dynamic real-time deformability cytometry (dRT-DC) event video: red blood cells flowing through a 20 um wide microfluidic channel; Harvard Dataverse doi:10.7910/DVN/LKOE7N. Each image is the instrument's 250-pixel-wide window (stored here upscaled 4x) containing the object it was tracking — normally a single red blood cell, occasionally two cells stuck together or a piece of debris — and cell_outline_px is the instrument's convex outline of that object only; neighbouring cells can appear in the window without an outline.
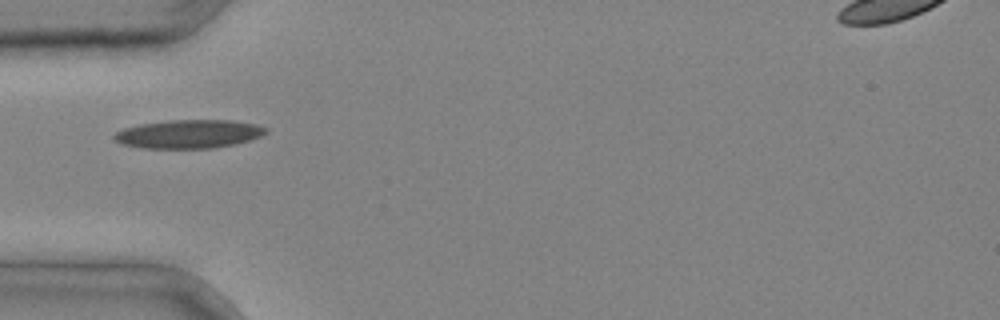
{"species": "common noctule bat (a hibernating species)", "species_latin": "Nyctalus noctula", "temperature_condition": "cold", "stored_images_in_passage": 5, "camera_frame_rate_fps": 3000, "um_per_image_px": 0.085, "animal": {"sex": "male", "body_mass_g": 20.4}, "frame": {"image": 1, "passage_image": 4, "time_ms": 1.0, "image_size_px": [1000, 320], "cell_outline_px": [[268, 132], [260, 136], [236, 144], [212, 148], [140, 148], [120, 144], [112, 136], [116, 132], [124, 128], [140, 124], [168, 120], [228, 120], [256, 124], [268, 128]], "centroid_in_image_um": [16.03, 11.39], "position_along_channel_um": 69.0, "area_um2": 25.26}}